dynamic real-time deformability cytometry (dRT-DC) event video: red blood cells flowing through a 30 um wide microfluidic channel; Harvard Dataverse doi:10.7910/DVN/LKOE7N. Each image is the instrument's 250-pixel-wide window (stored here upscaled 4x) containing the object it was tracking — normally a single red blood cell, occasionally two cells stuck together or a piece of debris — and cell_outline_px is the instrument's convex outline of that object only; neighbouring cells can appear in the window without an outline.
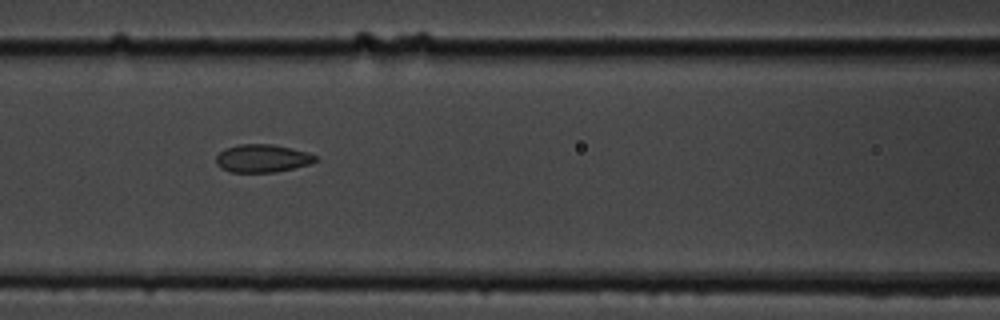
{"species": "common noctule bat (a hibernating species)", "species_latin": "Nyctalus noctula", "temperature_condition": "cold", "stored_images_in_passage": 9, "camera_frame_rate_fps": 3000, "um_per_image_px": 0.085, "animal": {"sex": "male", "body_mass_g": 19.5, "forearm_length_mm": 54.6}, "frame": {"image": 1, "passage_image": 6, "time_ms": 5.333, "image_size_px": [1000, 320], "cell_outline_px": [[320, 160], [308, 164], [276, 172], [232, 172], [220, 168], [216, 164], [216, 156], [224, 148], [240, 144], [272, 144], [292, 148], [308, 152], [316, 156]], "centroid_in_image_um": [22.29, 13.45], "position_along_channel_um": 144.3, "area_um2": 16.24}}
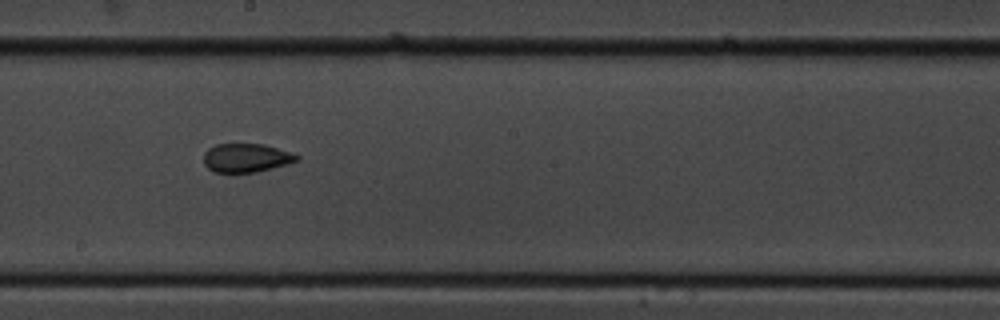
{"frame": {"image": 2, "passage_image": 8, "time_ms": 7.667, "image_size_px": [1000, 320], "cell_outline_px": [[300, 160], [288, 164], [256, 172], [212, 172], [204, 164], [204, 152], [208, 148], [216, 144], [264, 144], [292, 152], [300, 156]], "centroid_in_image_um": [20.95, 13.41], "position_along_channel_um": 227.3, "area_um2": 15.72}}
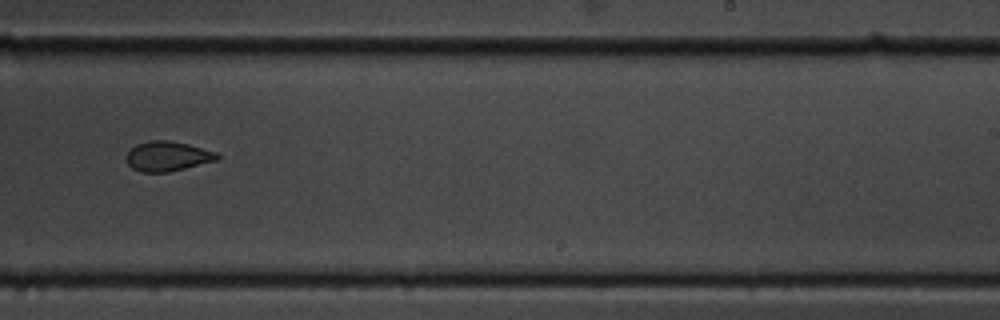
{"frame": {"image": 3, "passage_image": 9, "time_ms": 9.0, "image_size_px": [1000, 320], "cell_outline_px": [[220, 156], [216, 160], [168, 172], [140, 172], [132, 168], [128, 164], [128, 152], [136, 144], [152, 140], [168, 140], [188, 144], [216, 152]], "centroid_in_image_um": [14.23, 13.28], "position_along_channel_um": 274.8, "area_um2": 15.49}}